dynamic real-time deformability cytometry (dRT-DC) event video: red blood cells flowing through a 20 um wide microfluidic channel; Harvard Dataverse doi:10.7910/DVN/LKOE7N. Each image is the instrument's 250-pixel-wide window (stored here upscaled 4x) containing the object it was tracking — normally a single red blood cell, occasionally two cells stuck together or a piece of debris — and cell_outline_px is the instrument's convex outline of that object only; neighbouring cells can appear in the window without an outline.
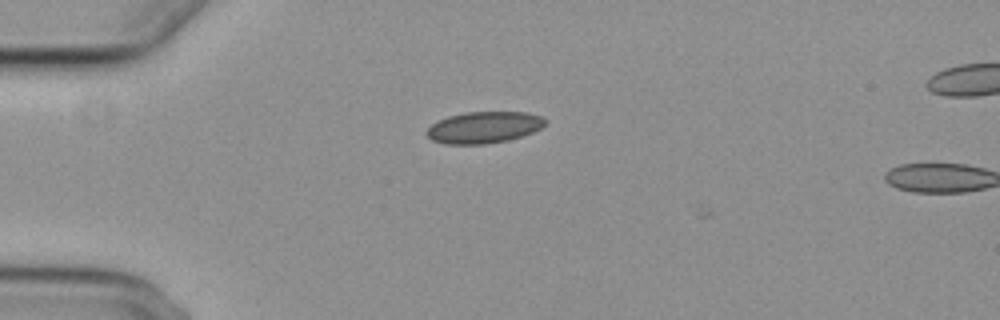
{"species": "common noctule bat (a hibernating species)", "species_latin": "Nyctalus noctula", "temperature_condition": "cold", "stored_images_in_passage": 2, "camera_frame_rate_fps": 3000, "um_per_image_px": 0.085, "animal": {"sex": "female", "body_mass_g": 29.2, "forearm_length_mm": 56.3}, "frame": {"image": 1, "passage_image": 1, "time_ms": 0.0, "image_size_px": [1000, 320], "cell_outline_px": [[548, 120], [540, 128], [532, 132], [508, 140], [484, 144], [444, 144], [432, 140], [424, 132], [432, 124], [448, 116], [464, 112], [528, 112], [540, 116]], "centroid_in_image_um": [41.11, 10.82], "position_along_channel_um": 43.9, "area_um2": 21.73}}